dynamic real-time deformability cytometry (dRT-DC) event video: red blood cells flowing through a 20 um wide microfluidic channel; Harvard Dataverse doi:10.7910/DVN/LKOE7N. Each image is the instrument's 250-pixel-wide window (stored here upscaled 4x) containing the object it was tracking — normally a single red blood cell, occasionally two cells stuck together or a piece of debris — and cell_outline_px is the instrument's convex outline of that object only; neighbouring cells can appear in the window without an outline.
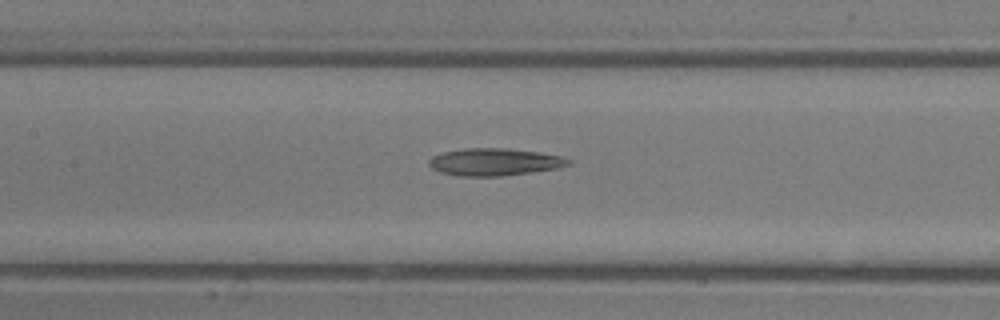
{"species": "common noctule bat (a hibernating species)", "species_latin": "Nyctalus noctula", "temperature_condition": "room temperature", "stored_images_in_passage": 18, "camera_frame_rate_fps": 3000, "um_per_image_px": 0.085, "animal": {"sex": "male", "body_mass_g": 13.3}, "frame": {"image": 1, "passage_image": 16, "time_ms": 5.0, "image_size_px": [1000, 320], "cell_outline_px": [[572, 164], [556, 168], [532, 172], [500, 176], [460, 176], [440, 172], [432, 168], [428, 164], [428, 160], [432, 156], [444, 152], [464, 148], [504, 148], [536, 152], [560, 156], [572, 160]], "centroid_in_image_um": [42.01, 13.77], "position_along_channel_um": 165.4, "area_um2": 22.08}}